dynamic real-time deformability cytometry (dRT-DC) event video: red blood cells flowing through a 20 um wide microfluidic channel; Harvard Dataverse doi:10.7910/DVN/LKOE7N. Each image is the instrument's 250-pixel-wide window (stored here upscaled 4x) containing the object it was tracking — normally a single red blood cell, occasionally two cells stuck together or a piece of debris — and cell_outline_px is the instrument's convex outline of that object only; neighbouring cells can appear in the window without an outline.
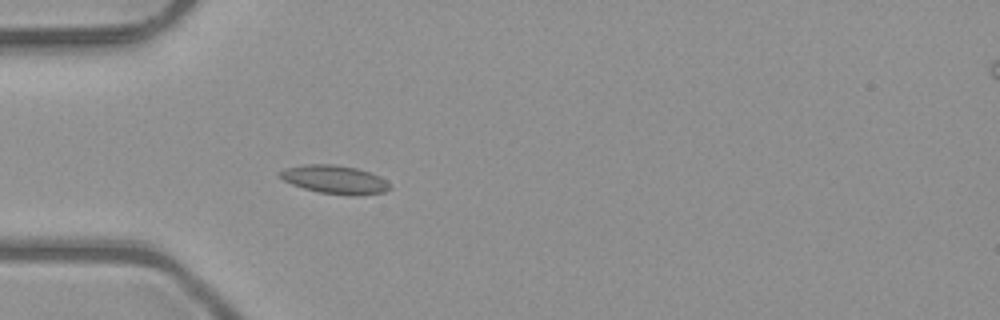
{"species": "common noctule bat (a hibernating species)", "species_latin": "Nyctalus noctula", "temperature_condition": "room temperature", "stored_images_in_passage": 45, "camera_frame_rate_fps": 3000, "um_per_image_px": 0.085, "animal": {"sex": "male", "body_mass_g": 23.1, "forearm_length_mm": 52.7}, "frame": {"image": 1, "passage_image": 13, "time_ms": 4.0, "image_size_px": [1000, 320], "cell_outline_px": [[392, 188], [384, 192], [356, 196], [348, 196], [320, 192], [304, 188], [292, 184], [276, 176], [276, 172], [284, 168], [304, 164], [336, 164], [356, 168], [380, 176]], "centroid_in_image_um": [28.4, 15.26], "position_along_channel_um": 56.6, "area_um2": 18.38}}
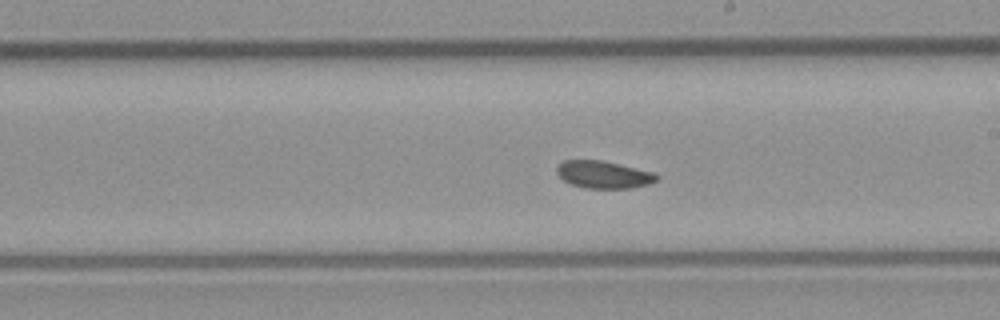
{"frame": {"image": 2, "passage_image": 27, "time_ms": 8.667, "image_size_px": [1000, 320], "cell_outline_px": [[660, 176], [656, 180], [648, 184], [632, 188], [584, 188], [572, 184], [564, 180], [556, 172], [556, 168], [564, 160], [600, 160], [620, 164], [652, 172]], "centroid_in_image_um": [51.3, 14.84], "position_along_channel_um": 237.7, "area_um2": 15.78}}
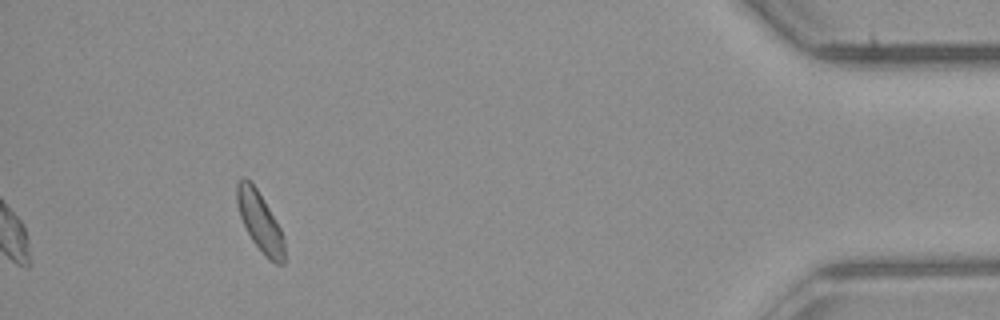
{"frame": {"image": 3, "passage_image": 45, "time_ms": 14.667, "image_size_px": [1000, 320], "cell_outline_px": [[284, 264], [276, 264], [268, 260], [252, 240], [240, 216], [236, 200], [236, 184], [244, 176], [256, 188], [276, 220], [280, 228], [284, 240]], "centroid_in_image_um": [22.09, 18.86], "position_along_channel_um": 413.1, "area_um2": 16.18}, "authors_computed_cell_mechanics": {"area_um2": 17.5134, "velocity_mm_per_s": 4.004, "shape_relaxation_time_tau1_ms": null, "shape_relaxation_time_tau2_ms": 4.5145, "deformation_change_tau1": null, "deformation_change_tau2": 0.0879}}